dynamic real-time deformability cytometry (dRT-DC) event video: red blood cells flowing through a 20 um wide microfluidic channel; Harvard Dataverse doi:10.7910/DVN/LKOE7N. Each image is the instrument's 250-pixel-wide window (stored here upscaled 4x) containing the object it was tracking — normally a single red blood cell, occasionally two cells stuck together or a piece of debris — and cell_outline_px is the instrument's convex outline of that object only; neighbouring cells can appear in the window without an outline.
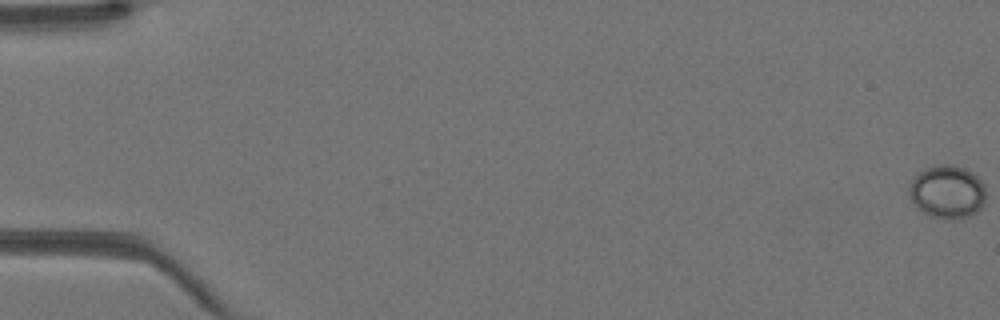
{"species": "Egyptian fruit bat (a non-hibernating species)", "species_latin": "Rousettus aegyptiacus", "temperature_condition": "warm", "stored_images_in_passage": 45, "camera_frame_rate_fps": 3000, "um_per_image_px": 0.085, "animal": {"sex": "female"}, "frame": {"image": 1, "passage_image": 1, "time_ms": 0.0, "image_size_px": [1000, 320], "cell_outline_px": [[984, 204], [972, 216], [932, 216], [916, 208], [912, 204], [908, 192], [908, 188], [912, 176], [924, 168], [940, 164], [956, 164], [972, 172], [984, 184]], "centroid_in_image_um": [80.46, 16.24], "position_along_channel_um": 4.5, "area_um2": 23.64}}
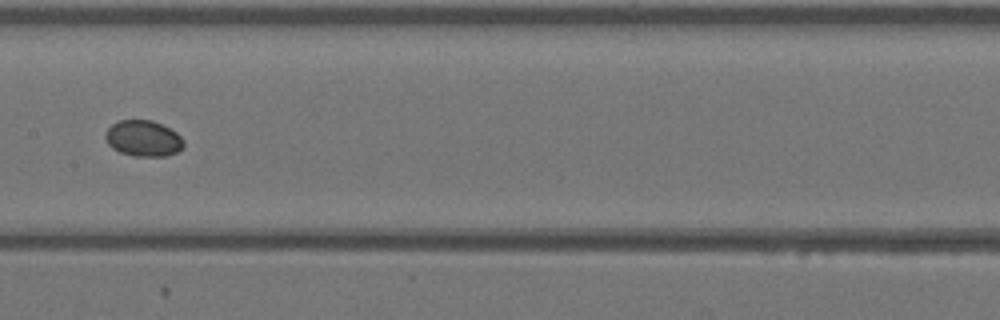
{"frame": {"image": 2, "passage_image": 24, "time_ms": 7.667, "image_size_px": [1000, 320], "cell_outline_px": [[184, 148], [176, 152], [164, 156], [132, 156], [120, 152], [112, 148], [108, 144], [104, 136], [104, 132], [112, 124], [120, 120], [152, 120], [176, 132], [184, 140]], "centroid_in_image_um": [12.16, 11.77], "position_along_channel_um": 195.2, "area_um2": 16.47}}
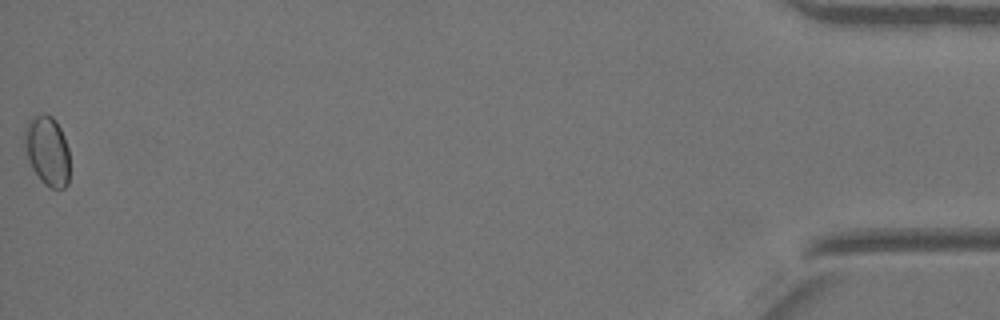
{"frame": {"image": 3, "passage_image": 45, "time_ms": 14.667, "image_size_px": [1000, 320], "cell_outline_px": [[68, 184], [64, 188], [52, 188], [44, 184], [40, 180], [32, 168], [28, 160], [24, 140], [24, 132], [28, 120], [44, 112], [52, 116], [56, 120], [64, 136], [68, 148]], "centroid_in_image_um": [4.02, 12.8], "position_along_channel_um": 431.2, "area_um2": 18.26}}